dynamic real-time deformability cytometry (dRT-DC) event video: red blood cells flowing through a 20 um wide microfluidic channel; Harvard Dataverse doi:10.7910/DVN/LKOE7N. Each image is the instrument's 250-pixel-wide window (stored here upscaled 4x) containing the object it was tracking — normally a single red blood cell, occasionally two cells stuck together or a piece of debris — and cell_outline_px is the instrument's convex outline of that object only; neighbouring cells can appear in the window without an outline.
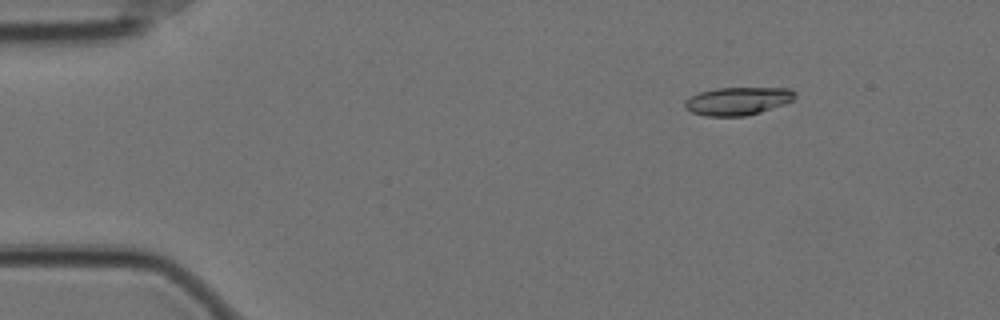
{"species": "Egyptian fruit bat (a non-hibernating species)", "species_latin": "Rousettus aegyptiacus", "temperature_condition": "cold", "stored_images_in_passage": 59, "camera_frame_rate_fps": 3000, "um_per_image_px": 0.085, "animal": {"sex": "female"}, "frame": {"image": 1, "passage_image": 8, "time_ms": 2.333, "image_size_px": [1000, 320], "cell_outline_px": [[796, 96], [792, 100], [784, 104], [760, 112], [744, 116], [704, 116], [692, 112], [684, 108], [684, 100], [700, 92], [716, 88], [792, 88], [796, 92]], "centroid_in_image_um": [62.7, 8.59], "position_along_channel_um": 22.3, "area_um2": 17.98}}
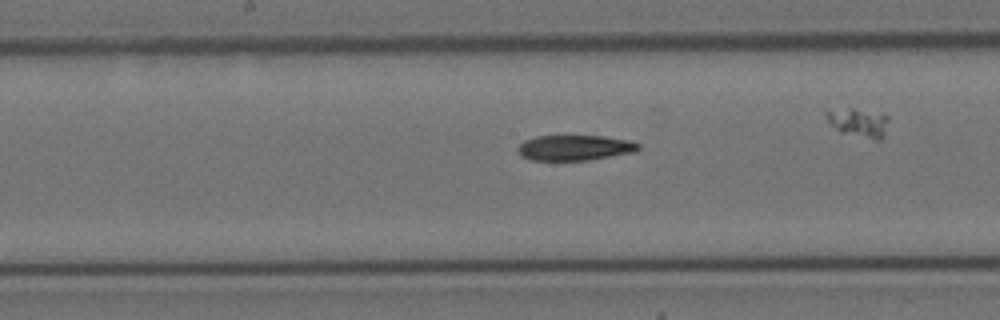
{"frame": {"image": 2, "passage_image": 30, "time_ms": 9.667, "image_size_px": [1000, 320], "cell_outline_px": [[640, 148], [636, 152], [588, 160], [532, 160], [524, 156], [516, 148], [524, 140], [536, 136], [604, 136], [628, 140], [640, 144]], "centroid_in_image_um": [48.89, 12.55], "position_along_channel_um": 199.3, "area_um2": 17.74}}
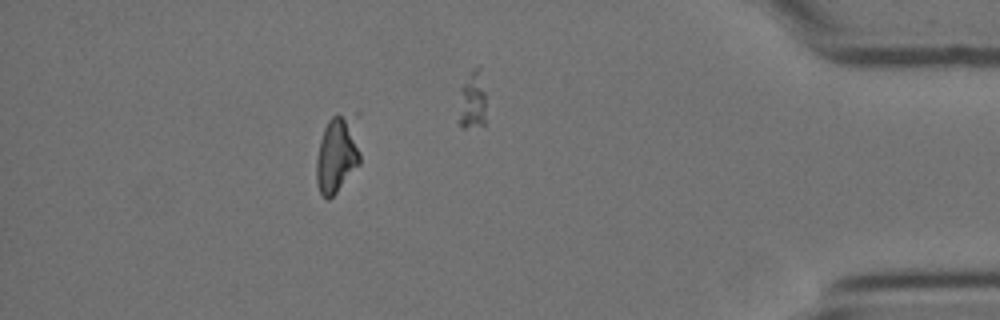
{"frame": {"image": 3, "passage_image": 52, "time_ms": 17.0, "image_size_px": [1000, 320], "cell_outline_px": [[360, 164], [336, 192], [328, 200], [320, 192], [316, 180], [316, 160], [320, 140], [324, 128], [328, 120], [332, 116], [356, 112], [360, 112]], "centroid_in_image_um": [28.74, 12.97], "position_along_channel_um": 406.5, "area_um2": 20.69}}